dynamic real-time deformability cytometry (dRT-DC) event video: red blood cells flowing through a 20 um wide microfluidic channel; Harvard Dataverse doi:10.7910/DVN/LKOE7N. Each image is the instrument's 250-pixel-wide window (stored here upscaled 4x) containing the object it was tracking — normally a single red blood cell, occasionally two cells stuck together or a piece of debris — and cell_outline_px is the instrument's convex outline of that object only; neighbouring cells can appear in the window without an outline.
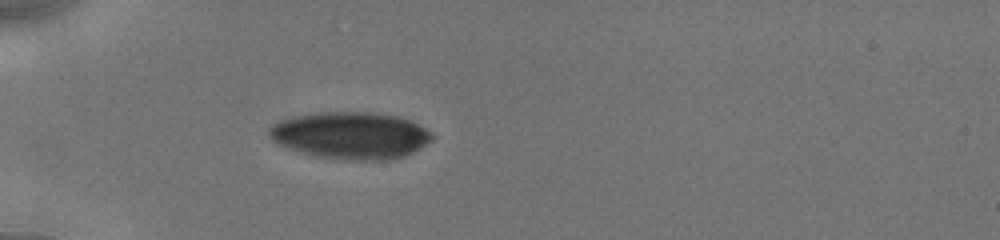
{"species": "human", "species_latin": "Homo sapiens", "temperature_condition": "cold", "stored_images_in_passage": 56, "camera_frame_rate_fps": 3000, "um_per_image_px": 0.085, "donor": {"sex": "male"}, "frame": {"image": 1, "passage_image": 1, "time_ms": 0.0, "image_size_px": [1000, 240], "cell_outline_px": [[436, 136], [432, 140], [420, 148], [404, 156], [388, 160], [344, 160], [312, 156], [288, 148], [272, 140], [268, 136], [268, 128], [272, 124], [280, 120], [292, 116], [320, 112], [372, 112], [400, 116], [432, 132]], "centroid_in_image_um": [29.79, 11.51], "position_along_channel_um": 55.2, "area_um2": 45.03}}
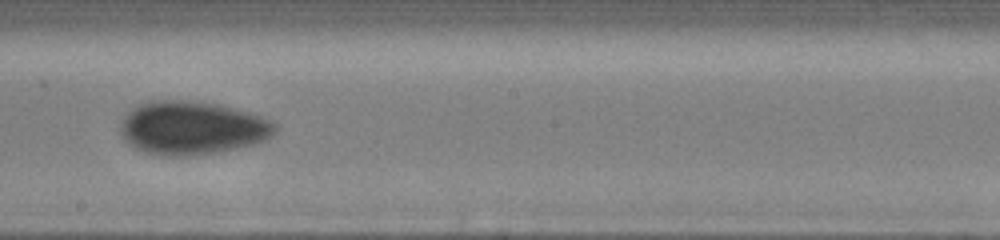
{"frame": {"image": 2, "passage_image": 17, "time_ms": 5.0, "image_size_px": [1000, 240], "cell_outline_px": [[276, 132], [272, 136], [264, 140], [252, 144], [236, 148], [216, 152], [188, 156], [160, 156], [136, 148], [128, 144], [124, 140], [120, 132], [120, 120], [136, 104], [148, 100], [184, 100], [220, 104], [248, 112], [272, 120], [276, 124]], "centroid_in_image_um": [16.29, 10.86], "position_along_channel_um": 231.9, "area_um2": 48.44}}
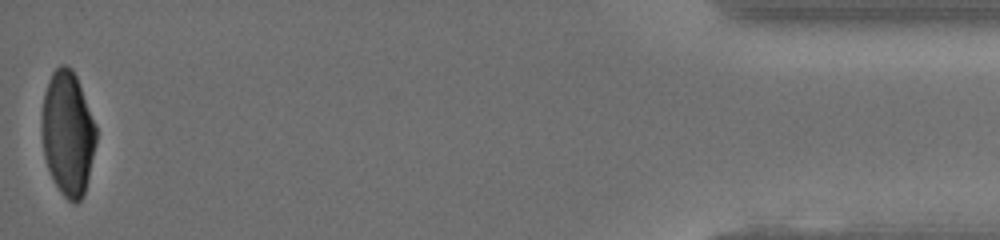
{"frame": {"image": 3, "passage_image": 55, "time_ms": 12.0, "image_size_px": [1000, 240], "cell_outline_px": [[96, 144], [84, 196], [76, 204], [72, 204], [60, 192], [48, 168], [44, 156], [40, 132], [40, 120], [44, 92], [48, 80], [52, 72], [60, 64], [64, 64], [72, 68], [76, 76], [96, 124]], "centroid_in_image_um": [5.74, 11.33], "position_along_channel_um": 429.5, "area_um2": 39.94}, "authors_computed_cell_mechanics": {"area_um2": 42.483, "velocity_mm_per_s": 3.9285, "shape_relaxation_time_tau1_ms": 3.0364, "shape_relaxation_time_tau2_ms": 3.853, "deformation_change_tau1": 0.1302, "deformation_change_tau2": 0.0707}}